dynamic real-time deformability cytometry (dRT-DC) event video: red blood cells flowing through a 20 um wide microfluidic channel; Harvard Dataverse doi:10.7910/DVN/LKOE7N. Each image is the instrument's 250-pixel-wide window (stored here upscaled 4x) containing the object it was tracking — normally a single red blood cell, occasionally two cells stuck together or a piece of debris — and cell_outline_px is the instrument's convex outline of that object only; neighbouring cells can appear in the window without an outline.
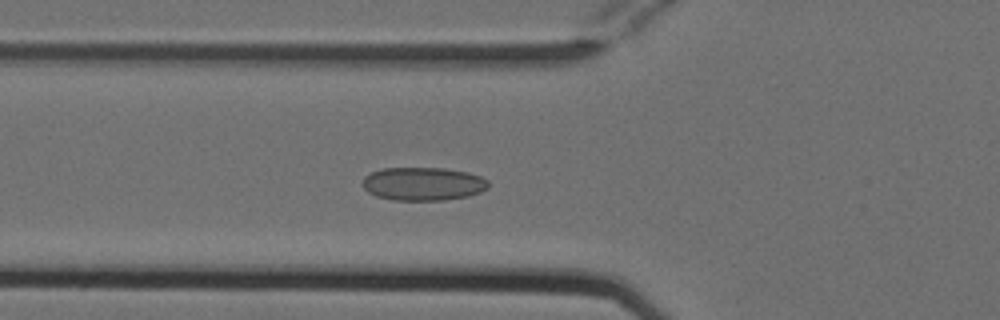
{"species": "Egyptian fruit bat (a non-hibernating species)", "species_latin": "Rousettus aegyptiacus", "temperature_condition": "cold", "stored_images_in_passage": 53, "camera_frame_rate_fps": 3000, "um_per_image_px": 0.085, "animal": {"sex": "female"}, "frame": {"image": 1, "passage_image": 19, "time_ms": 6.0, "image_size_px": [1000, 320], "cell_outline_px": [[488, 188], [480, 192], [468, 196], [444, 200], [392, 200], [376, 196], [368, 192], [364, 188], [364, 176], [372, 172], [384, 168], [444, 168], [468, 172], [480, 176], [488, 180]], "centroid_in_image_um": [35.98, 15.63], "position_along_channel_um": 89.8, "area_um2": 24.39}}
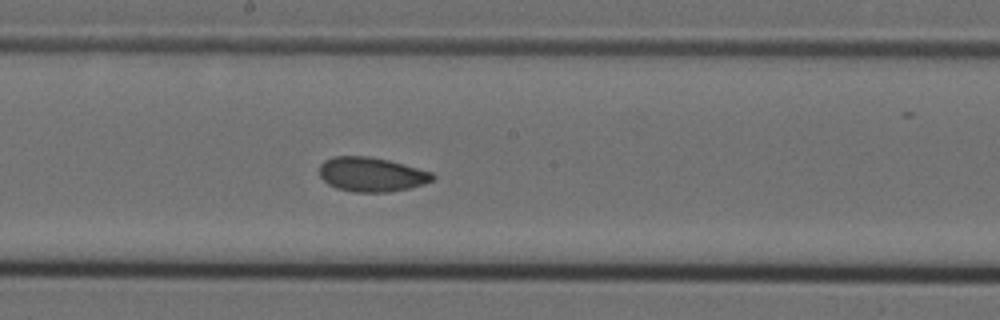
{"frame": {"image": 2, "passage_image": 29, "time_ms": 9.333, "image_size_px": [1000, 320], "cell_outline_px": [[436, 176], [432, 180], [424, 184], [408, 188], [388, 192], [352, 192], [336, 188], [328, 184], [320, 176], [320, 164], [324, 160], [332, 156], [368, 156], [388, 160], [432, 172]], "centroid_in_image_um": [31.55, 14.82], "position_along_channel_um": 216.6, "area_um2": 22.66}}
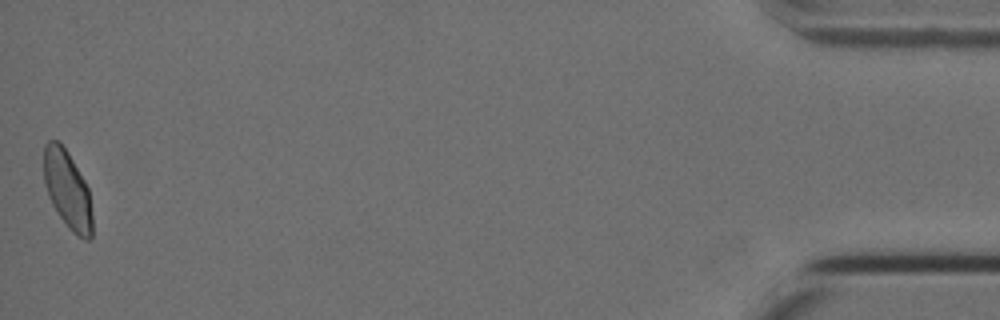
{"frame": {"image": 3, "passage_image": 53, "time_ms": 17.333, "image_size_px": [1000, 320], "cell_outline_px": [[92, 236], [88, 240], [84, 240], [76, 236], [68, 228], [52, 204], [48, 196], [44, 180], [44, 144], [48, 140], [60, 140], [68, 152], [84, 180], [88, 188], [92, 212]], "centroid_in_image_um": [5.74, 16.12], "position_along_channel_um": 429.5, "area_um2": 22.2}, "authors_computed_cell_mechanics": {"area_um2": 22.8888, "velocity_mm_per_s": 3.7831, "shape_relaxation_time_tau1_ms": null, "shape_relaxation_time_tau2_ms": 1.3278, "deformation_change_tau1": null, "deformation_change_tau2": 0.0565}}